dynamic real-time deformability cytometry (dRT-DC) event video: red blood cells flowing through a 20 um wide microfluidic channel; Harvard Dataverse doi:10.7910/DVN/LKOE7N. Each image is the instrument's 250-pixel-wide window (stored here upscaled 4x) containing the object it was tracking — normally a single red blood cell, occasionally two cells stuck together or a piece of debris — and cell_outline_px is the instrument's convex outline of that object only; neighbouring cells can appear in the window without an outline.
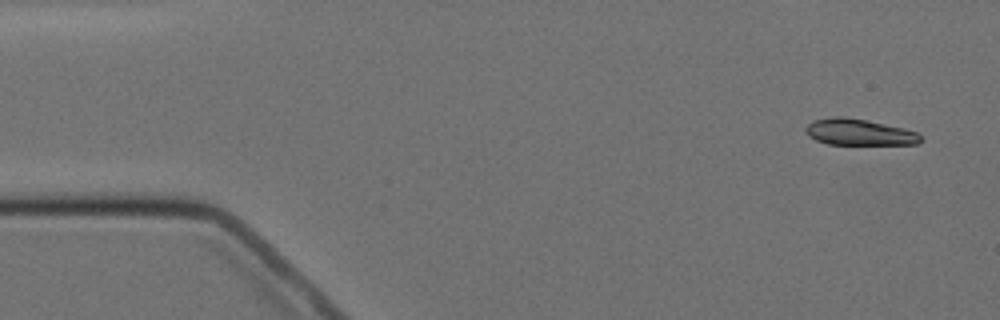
{"species": "Egyptian fruit bat (a non-hibernating species)", "species_latin": "Rousettus aegyptiacus", "temperature_condition": "cold", "stored_images_in_passage": 4, "camera_frame_rate_fps": 3000, "um_per_image_px": 0.085, "animal": {"sex": "female"}, "frame": {"image": 1, "passage_image": 1, "time_ms": 0.0, "image_size_px": [1000, 320], "cell_outline_px": [[924, 140], [920, 144], [828, 144], [816, 140], [808, 136], [804, 132], [804, 128], [812, 120], [832, 116], [844, 116], [904, 128], [916, 132]], "centroid_in_image_um": [72.98, 11.23], "position_along_channel_um": 12.0, "area_um2": 17.69}}